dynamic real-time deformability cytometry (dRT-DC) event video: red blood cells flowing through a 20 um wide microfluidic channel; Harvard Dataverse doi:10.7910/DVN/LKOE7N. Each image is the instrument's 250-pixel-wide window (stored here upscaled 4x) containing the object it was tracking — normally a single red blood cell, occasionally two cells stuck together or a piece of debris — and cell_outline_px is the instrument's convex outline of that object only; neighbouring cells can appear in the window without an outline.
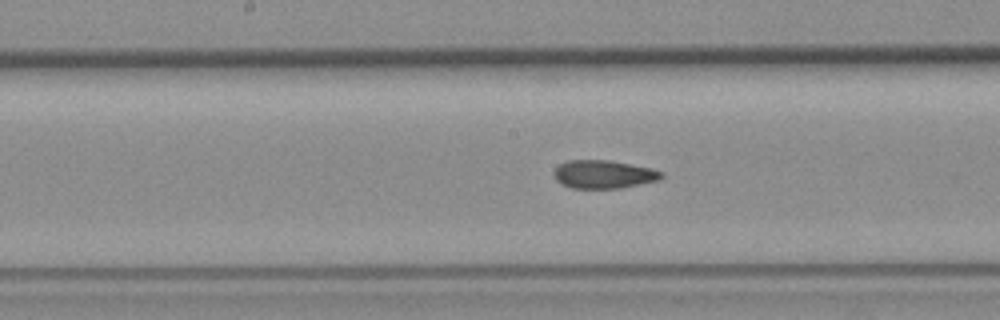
{"species": "common noctule bat (a hibernating species)", "species_latin": "Nyctalus noctula", "temperature_condition": "room temperature", "stored_images_in_passage": 6, "camera_frame_rate_fps": 3000, "um_per_image_px": 0.085, "animal": {"sex": "female", "body_mass_g": 19.3, "forearm_length_mm": 54.1}, "frame": {"image": 1, "passage_image": 6, "time_ms": 6.0, "image_size_px": [1000, 320], "cell_outline_px": [[664, 176], [660, 180], [620, 188], [572, 188], [560, 184], [556, 180], [552, 172], [560, 164], [568, 160], [608, 160], [652, 168], [664, 172]], "centroid_in_image_um": [51.31, 14.82], "position_along_channel_um": 196.9, "area_um2": 17.8}}